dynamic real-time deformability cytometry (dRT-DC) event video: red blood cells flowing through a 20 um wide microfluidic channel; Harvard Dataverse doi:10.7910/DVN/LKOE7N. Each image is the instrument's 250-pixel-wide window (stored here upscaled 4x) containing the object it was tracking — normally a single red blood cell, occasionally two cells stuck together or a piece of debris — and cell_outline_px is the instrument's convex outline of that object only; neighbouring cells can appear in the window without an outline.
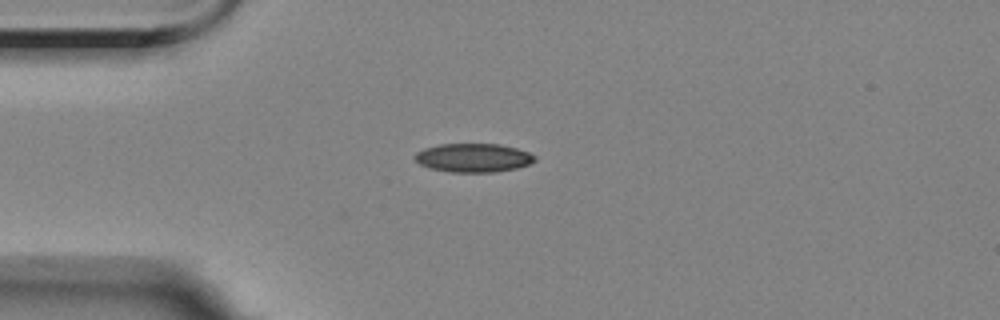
{"species": "Egyptian fruit bat (a non-hibernating species)", "species_latin": "Rousettus aegyptiacus", "temperature_condition": "room temperature", "stored_images_in_passage": 4, "camera_frame_rate_fps": 3000, "um_per_image_px": 0.085, "animal": {"sex": "female"}, "frame": {"image": 1, "passage_image": 2, "time_ms": 1.333, "image_size_px": [1000, 320], "cell_outline_px": [[536, 160], [528, 164], [516, 168], [492, 172], [452, 172], [428, 168], [420, 164], [416, 160], [416, 152], [424, 148], [440, 144], [500, 144], [516, 148], [528, 152], [536, 156]], "centroid_in_image_um": [40.23, 13.41], "position_along_channel_um": 44.8, "area_um2": 19.94}}
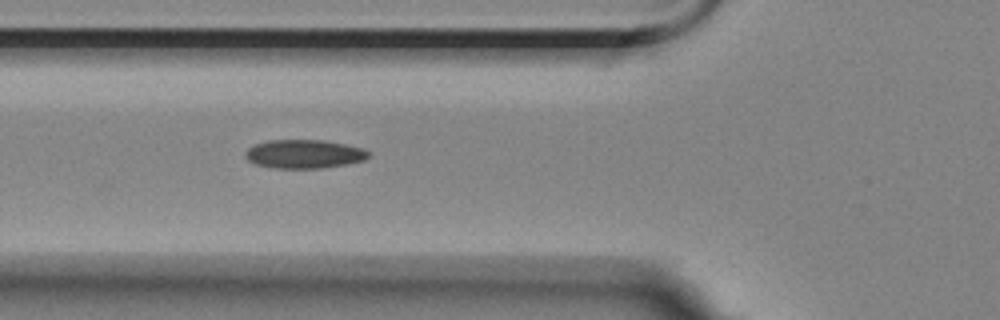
{"frame": {"image": 2, "passage_image": 4, "time_ms": 3.333, "image_size_px": [1000, 320], "cell_outline_px": [[368, 156], [364, 160], [348, 164], [324, 168], [276, 168], [256, 164], [248, 160], [244, 156], [244, 152], [248, 148], [256, 144], [268, 140], [324, 140], [364, 148], [368, 152]], "centroid_in_image_um": [25.84, 13.09], "position_along_channel_um": 100.0, "area_um2": 20.58}}